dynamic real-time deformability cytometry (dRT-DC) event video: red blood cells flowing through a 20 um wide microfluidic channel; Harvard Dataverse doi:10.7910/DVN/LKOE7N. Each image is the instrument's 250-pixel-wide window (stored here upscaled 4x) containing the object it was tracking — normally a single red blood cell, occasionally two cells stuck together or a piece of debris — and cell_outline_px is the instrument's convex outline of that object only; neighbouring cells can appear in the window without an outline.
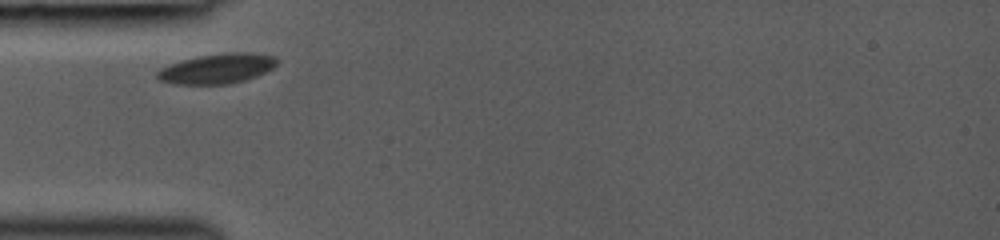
{"species": "common noctule bat (a hibernating species)", "species_latin": "Nyctalus noctula", "temperature_condition": "room temperature", "stored_images_in_passage": 3, "camera_frame_rate_fps": 3000, "um_per_image_px": 0.085, "animal": {"sex": "female", "body_mass_g": 19.0, "forearm_length_mm": 53.3}, "frame": {"image": 1, "passage_image": 1, "time_ms": 0.0, "image_size_px": [1000, 240], "cell_outline_px": [[280, 60], [272, 68], [256, 76], [232, 84], [172, 84], [156, 80], [156, 72], [160, 68], [180, 60], [196, 56], [228, 52], [252, 52], [276, 56]], "centroid_in_image_um": [18.43, 5.82], "position_along_channel_um": 66.6, "area_um2": 21.27}}
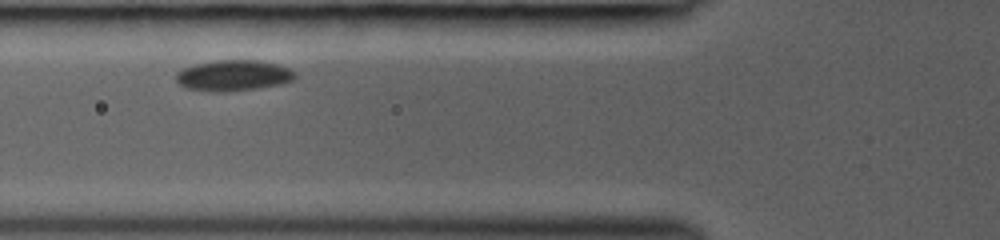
{"frame": {"image": 2, "passage_image": 2, "time_ms": 1.0, "image_size_px": [1000, 240], "cell_outline_px": [[296, 76], [292, 80], [280, 84], [256, 88], [220, 92], [212, 92], [184, 88], [176, 80], [176, 72], [184, 68], [196, 64], [220, 60], [260, 60], [276, 64], [288, 68]], "centroid_in_image_um": [19.79, 6.42], "position_along_channel_um": 106.0, "area_um2": 21.15}}